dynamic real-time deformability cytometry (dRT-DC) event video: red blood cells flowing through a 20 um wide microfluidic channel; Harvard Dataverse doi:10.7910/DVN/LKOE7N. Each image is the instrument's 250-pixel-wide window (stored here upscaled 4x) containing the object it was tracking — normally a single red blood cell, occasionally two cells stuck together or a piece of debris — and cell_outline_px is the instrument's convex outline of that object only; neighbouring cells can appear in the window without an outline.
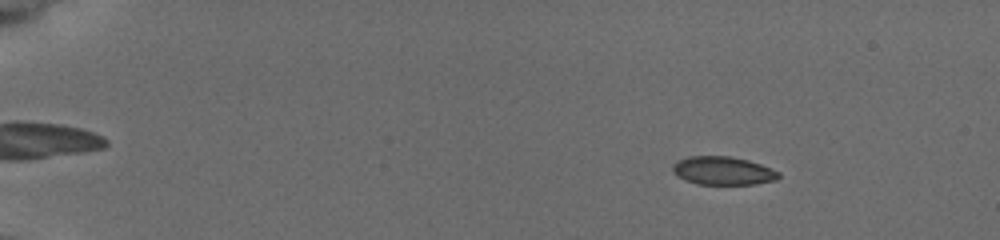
{"species": "common noctule bat (a hibernating species)", "species_latin": "Nyctalus noctula", "temperature_condition": "cold", "stored_images_in_passage": 54, "camera_frame_rate_fps": 3000, "um_per_image_px": 0.085, "animal": {"sex": "female", "body_mass_g": 19.5, "forearm_length_mm": 54.1}, "frame": {"image": 1, "passage_image": 6, "time_ms": 1.667, "image_size_px": [1000, 240], "cell_outline_px": [[780, 176], [776, 180], [756, 184], [696, 184], [680, 176], [672, 168], [672, 164], [676, 160], [688, 156], [728, 156], [748, 160], [760, 164], [780, 172]], "centroid_in_image_um": [61.47, 14.5], "position_along_channel_um": 23.5, "area_um2": 17.34}}
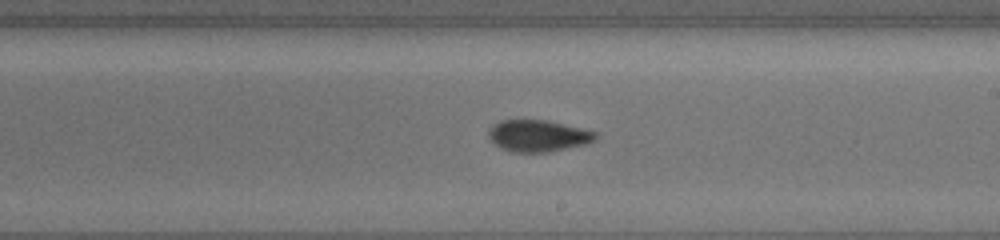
{"frame": {"image": 2, "passage_image": 33, "time_ms": 10.667, "image_size_px": [1000, 240], "cell_outline_px": [[596, 140], [588, 144], [548, 152], [512, 152], [488, 140], [488, 132], [492, 124], [500, 120], [548, 120], [596, 132]], "centroid_in_image_um": [45.72, 11.54], "position_along_channel_um": 243.3, "area_um2": 19.77}}
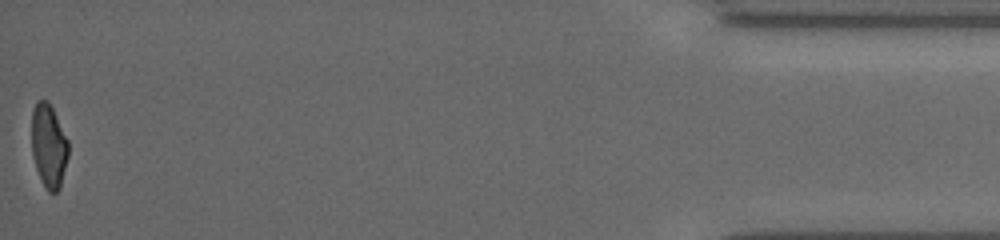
{"frame": {"image": 3, "passage_image": 54, "time_ms": 17.667, "image_size_px": [1000, 240], "cell_outline_px": [[68, 156], [60, 188], [56, 192], [48, 192], [44, 188], [36, 168], [32, 156], [32, 112], [36, 100], [44, 100], [52, 108], [68, 140]], "centroid_in_image_um": [4.13, 12.43], "position_along_channel_um": 431.1, "area_um2": 17.8}, "authors_computed_cell_mechanics": {"area_um2": 18.9006, "velocity_mm_per_s": 3.785, "shape_relaxation_time_tau1_ms": 5.0166, "shape_relaxation_time_tau2_ms": 1.7962, "deformation_change_tau1": 0.1454, "deformation_change_tau2": 0.0538}}